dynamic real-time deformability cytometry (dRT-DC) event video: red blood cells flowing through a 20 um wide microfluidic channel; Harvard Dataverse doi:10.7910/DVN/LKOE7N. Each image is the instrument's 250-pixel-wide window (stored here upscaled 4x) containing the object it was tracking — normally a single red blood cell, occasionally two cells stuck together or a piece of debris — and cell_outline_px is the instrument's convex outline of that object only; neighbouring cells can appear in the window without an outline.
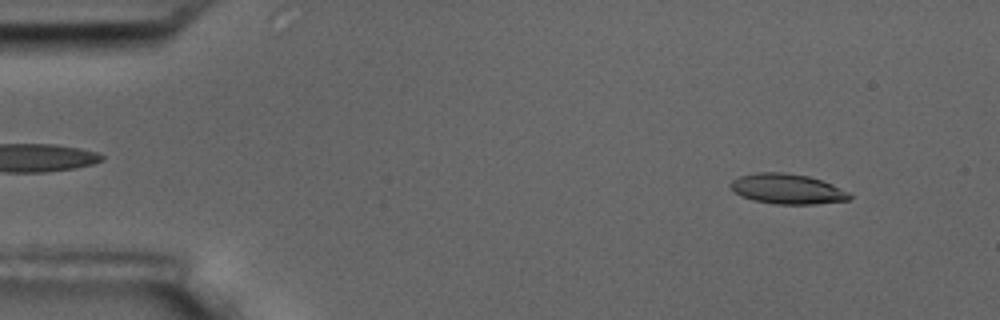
{"species": "common noctule bat (a hibernating species)", "species_latin": "Nyctalus noctula", "temperature_condition": "room temperature", "stored_images_in_passage": 54, "camera_frame_rate_fps": 3000, "um_per_image_px": 0.085, "animal": {"sex": "male", "body_mass_g": 17.5, "forearm_length_mm": 52.3}, "frame": {"image": 1, "passage_image": 5, "time_ms": 1.333, "image_size_px": [1000, 320], "cell_outline_px": [[852, 196], [848, 200], [812, 204], [772, 204], [752, 200], [740, 196], [728, 184], [732, 180], [740, 176], [756, 172], [784, 172], [808, 176], [832, 184], [848, 192]], "centroid_in_image_um": [66.88, 16.06], "position_along_channel_um": 18.1, "area_um2": 20.87}}
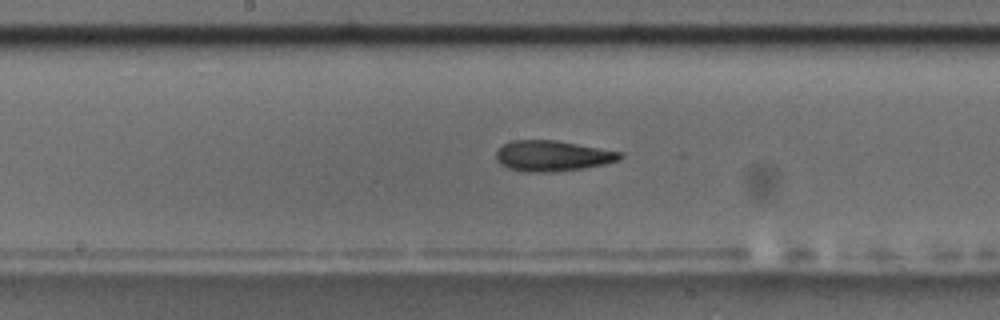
{"frame": {"image": 2, "passage_image": 28, "time_ms": 9.0, "image_size_px": [1000, 320], "cell_outline_px": [[624, 156], [620, 160], [604, 164], [584, 168], [552, 172], [524, 172], [508, 168], [500, 164], [496, 160], [496, 152], [504, 144], [512, 140], [556, 140], [624, 152]], "centroid_in_image_um": [46.98, 13.25], "position_along_channel_um": 201.2, "area_um2": 22.31}}
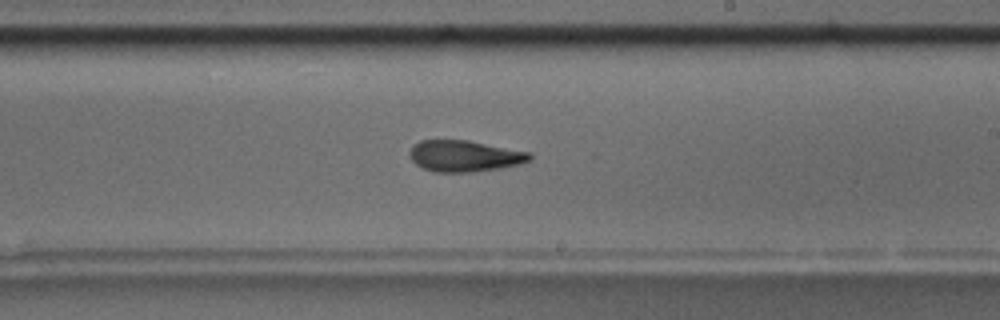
{"frame": {"image": 3, "passage_image": 32, "time_ms": 10.333, "image_size_px": [1000, 320], "cell_outline_px": [[532, 160], [520, 164], [500, 168], [472, 172], [432, 172], [416, 164], [412, 160], [408, 152], [412, 144], [420, 140], [468, 140], [532, 152]], "centroid_in_image_um": [39.49, 13.25], "position_along_channel_um": 249.5, "area_um2": 22.2}, "authors_computed_cell_mechanics": {"area_um2": 21.5016, "velocity_mm_per_s": 3.6405, "shape_relaxation_time_tau1_ms": 5.0654, "shape_relaxation_time_tau2_ms": 2.8815, "deformation_change_tau1": 0.1867, "deformation_change_tau2": 0.1183}}